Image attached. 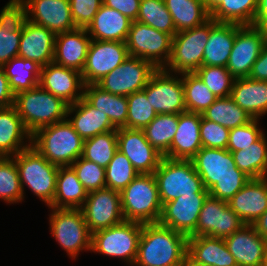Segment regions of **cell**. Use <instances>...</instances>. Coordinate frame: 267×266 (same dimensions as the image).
<instances>
[{"instance_id":"5b68a950","label":"cell","mask_w":267,"mask_h":266,"mask_svg":"<svg viewBox=\"0 0 267 266\" xmlns=\"http://www.w3.org/2000/svg\"><path fill=\"white\" fill-rule=\"evenodd\" d=\"M121 209L126 221L158 223L162 203L154 174H138L121 192Z\"/></svg>"},{"instance_id":"680465c9","label":"cell","mask_w":267,"mask_h":266,"mask_svg":"<svg viewBox=\"0 0 267 266\" xmlns=\"http://www.w3.org/2000/svg\"><path fill=\"white\" fill-rule=\"evenodd\" d=\"M257 233L267 240V210L253 224Z\"/></svg>"},{"instance_id":"f35d334b","label":"cell","mask_w":267,"mask_h":266,"mask_svg":"<svg viewBox=\"0 0 267 266\" xmlns=\"http://www.w3.org/2000/svg\"><path fill=\"white\" fill-rule=\"evenodd\" d=\"M179 114H157L142 130L148 142L164 157L168 158L174 135L177 132Z\"/></svg>"},{"instance_id":"d6986e66","label":"cell","mask_w":267,"mask_h":266,"mask_svg":"<svg viewBox=\"0 0 267 266\" xmlns=\"http://www.w3.org/2000/svg\"><path fill=\"white\" fill-rule=\"evenodd\" d=\"M117 144L140 174H153L164 157L148 142L142 129L117 128Z\"/></svg>"},{"instance_id":"ba28073f","label":"cell","mask_w":267,"mask_h":266,"mask_svg":"<svg viewBox=\"0 0 267 266\" xmlns=\"http://www.w3.org/2000/svg\"><path fill=\"white\" fill-rule=\"evenodd\" d=\"M49 208L51 234L68 256L75 259L80 251H91L92 234L81 209Z\"/></svg>"},{"instance_id":"5bb4252c","label":"cell","mask_w":267,"mask_h":266,"mask_svg":"<svg viewBox=\"0 0 267 266\" xmlns=\"http://www.w3.org/2000/svg\"><path fill=\"white\" fill-rule=\"evenodd\" d=\"M266 40L267 34L261 29L235 24L234 44L226 66L235 79L249 77Z\"/></svg>"},{"instance_id":"74e56055","label":"cell","mask_w":267,"mask_h":266,"mask_svg":"<svg viewBox=\"0 0 267 266\" xmlns=\"http://www.w3.org/2000/svg\"><path fill=\"white\" fill-rule=\"evenodd\" d=\"M176 32L192 29L210 18L202 0H164Z\"/></svg>"},{"instance_id":"4dcf8cb0","label":"cell","mask_w":267,"mask_h":266,"mask_svg":"<svg viewBox=\"0 0 267 266\" xmlns=\"http://www.w3.org/2000/svg\"><path fill=\"white\" fill-rule=\"evenodd\" d=\"M31 136L14 105L0 108V157H12L31 146Z\"/></svg>"},{"instance_id":"6f0895ef","label":"cell","mask_w":267,"mask_h":266,"mask_svg":"<svg viewBox=\"0 0 267 266\" xmlns=\"http://www.w3.org/2000/svg\"><path fill=\"white\" fill-rule=\"evenodd\" d=\"M253 26L267 34V0H258Z\"/></svg>"},{"instance_id":"91938a15","label":"cell","mask_w":267,"mask_h":266,"mask_svg":"<svg viewBox=\"0 0 267 266\" xmlns=\"http://www.w3.org/2000/svg\"><path fill=\"white\" fill-rule=\"evenodd\" d=\"M207 11L211 13L223 0H202Z\"/></svg>"},{"instance_id":"ffe728a7","label":"cell","mask_w":267,"mask_h":266,"mask_svg":"<svg viewBox=\"0 0 267 266\" xmlns=\"http://www.w3.org/2000/svg\"><path fill=\"white\" fill-rule=\"evenodd\" d=\"M39 86L71 105L83 98L85 84L79 71L52 62L41 68Z\"/></svg>"},{"instance_id":"9a60e30c","label":"cell","mask_w":267,"mask_h":266,"mask_svg":"<svg viewBox=\"0 0 267 266\" xmlns=\"http://www.w3.org/2000/svg\"><path fill=\"white\" fill-rule=\"evenodd\" d=\"M80 209L91 234L125 220L120 192L107 187L89 192Z\"/></svg>"},{"instance_id":"2e32d148","label":"cell","mask_w":267,"mask_h":266,"mask_svg":"<svg viewBox=\"0 0 267 266\" xmlns=\"http://www.w3.org/2000/svg\"><path fill=\"white\" fill-rule=\"evenodd\" d=\"M244 225L228 202L208 195L200 211L196 231L189 237L210 236L225 239Z\"/></svg>"},{"instance_id":"9c48e42d","label":"cell","mask_w":267,"mask_h":266,"mask_svg":"<svg viewBox=\"0 0 267 266\" xmlns=\"http://www.w3.org/2000/svg\"><path fill=\"white\" fill-rule=\"evenodd\" d=\"M210 34V18L192 29L177 32L172 40V53L166 71L193 73L203 66V53Z\"/></svg>"},{"instance_id":"ee69618b","label":"cell","mask_w":267,"mask_h":266,"mask_svg":"<svg viewBox=\"0 0 267 266\" xmlns=\"http://www.w3.org/2000/svg\"><path fill=\"white\" fill-rule=\"evenodd\" d=\"M136 21L170 34L172 37L177 33L164 0H141Z\"/></svg>"},{"instance_id":"b9f144b4","label":"cell","mask_w":267,"mask_h":266,"mask_svg":"<svg viewBox=\"0 0 267 266\" xmlns=\"http://www.w3.org/2000/svg\"><path fill=\"white\" fill-rule=\"evenodd\" d=\"M258 0H223L211 13L217 22L253 25Z\"/></svg>"},{"instance_id":"d6a6232c","label":"cell","mask_w":267,"mask_h":266,"mask_svg":"<svg viewBox=\"0 0 267 266\" xmlns=\"http://www.w3.org/2000/svg\"><path fill=\"white\" fill-rule=\"evenodd\" d=\"M230 97L254 119L267 113V81L237 78L233 82Z\"/></svg>"},{"instance_id":"7402d4cb","label":"cell","mask_w":267,"mask_h":266,"mask_svg":"<svg viewBox=\"0 0 267 266\" xmlns=\"http://www.w3.org/2000/svg\"><path fill=\"white\" fill-rule=\"evenodd\" d=\"M22 1L26 5L27 20L49 29L55 35L76 29L69 0Z\"/></svg>"},{"instance_id":"bcb514c9","label":"cell","mask_w":267,"mask_h":266,"mask_svg":"<svg viewBox=\"0 0 267 266\" xmlns=\"http://www.w3.org/2000/svg\"><path fill=\"white\" fill-rule=\"evenodd\" d=\"M106 187L121 192L139 174L130 160L119 150L105 168Z\"/></svg>"},{"instance_id":"4316f807","label":"cell","mask_w":267,"mask_h":266,"mask_svg":"<svg viewBox=\"0 0 267 266\" xmlns=\"http://www.w3.org/2000/svg\"><path fill=\"white\" fill-rule=\"evenodd\" d=\"M201 114L183 112L179 114L177 132L174 135L168 158L191 160L202 148L200 136Z\"/></svg>"},{"instance_id":"cb8c5ba5","label":"cell","mask_w":267,"mask_h":266,"mask_svg":"<svg viewBox=\"0 0 267 266\" xmlns=\"http://www.w3.org/2000/svg\"><path fill=\"white\" fill-rule=\"evenodd\" d=\"M56 35L49 29L26 20L19 44L18 56L46 66L53 62Z\"/></svg>"},{"instance_id":"603a6c76","label":"cell","mask_w":267,"mask_h":266,"mask_svg":"<svg viewBox=\"0 0 267 266\" xmlns=\"http://www.w3.org/2000/svg\"><path fill=\"white\" fill-rule=\"evenodd\" d=\"M224 241L238 266H262L267 240L257 233L253 225L245 224Z\"/></svg>"},{"instance_id":"277c9868","label":"cell","mask_w":267,"mask_h":266,"mask_svg":"<svg viewBox=\"0 0 267 266\" xmlns=\"http://www.w3.org/2000/svg\"><path fill=\"white\" fill-rule=\"evenodd\" d=\"M14 106L31 135L67 118L68 104L40 86L17 93Z\"/></svg>"},{"instance_id":"f907efd6","label":"cell","mask_w":267,"mask_h":266,"mask_svg":"<svg viewBox=\"0 0 267 266\" xmlns=\"http://www.w3.org/2000/svg\"><path fill=\"white\" fill-rule=\"evenodd\" d=\"M258 122L259 119L253 118L249 123L230 129L227 150L230 152L244 150L256 142L264 134Z\"/></svg>"},{"instance_id":"816d5d0a","label":"cell","mask_w":267,"mask_h":266,"mask_svg":"<svg viewBox=\"0 0 267 266\" xmlns=\"http://www.w3.org/2000/svg\"><path fill=\"white\" fill-rule=\"evenodd\" d=\"M230 130L205 119L201 114L200 136L202 147L227 149Z\"/></svg>"},{"instance_id":"4fadbf2b","label":"cell","mask_w":267,"mask_h":266,"mask_svg":"<svg viewBox=\"0 0 267 266\" xmlns=\"http://www.w3.org/2000/svg\"><path fill=\"white\" fill-rule=\"evenodd\" d=\"M172 74L164 68L157 69L143 89L157 114L186 112L182 74L180 78Z\"/></svg>"},{"instance_id":"52a82bcc","label":"cell","mask_w":267,"mask_h":266,"mask_svg":"<svg viewBox=\"0 0 267 266\" xmlns=\"http://www.w3.org/2000/svg\"><path fill=\"white\" fill-rule=\"evenodd\" d=\"M12 157L15 159L18 169L23 195L26 185L49 207L56 192V177L59 166L50 163L32 146Z\"/></svg>"},{"instance_id":"3957f363","label":"cell","mask_w":267,"mask_h":266,"mask_svg":"<svg viewBox=\"0 0 267 266\" xmlns=\"http://www.w3.org/2000/svg\"><path fill=\"white\" fill-rule=\"evenodd\" d=\"M84 140L66 118L37 130L31 136V146L50 163L70 166L82 155Z\"/></svg>"},{"instance_id":"6125c7cd","label":"cell","mask_w":267,"mask_h":266,"mask_svg":"<svg viewBox=\"0 0 267 266\" xmlns=\"http://www.w3.org/2000/svg\"><path fill=\"white\" fill-rule=\"evenodd\" d=\"M262 266H267V251H266L265 257L263 259Z\"/></svg>"},{"instance_id":"8d00e7d4","label":"cell","mask_w":267,"mask_h":266,"mask_svg":"<svg viewBox=\"0 0 267 266\" xmlns=\"http://www.w3.org/2000/svg\"><path fill=\"white\" fill-rule=\"evenodd\" d=\"M267 136L265 133L244 150L231 152L236 167L251 179L267 177Z\"/></svg>"},{"instance_id":"30bf717a","label":"cell","mask_w":267,"mask_h":266,"mask_svg":"<svg viewBox=\"0 0 267 266\" xmlns=\"http://www.w3.org/2000/svg\"><path fill=\"white\" fill-rule=\"evenodd\" d=\"M142 227L141 223L124 220L119 224L94 232L91 251L121 258L126 264L132 266L137 256Z\"/></svg>"},{"instance_id":"d4e9b609","label":"cell","mask_w":267,"mask_h":266,"mask_svg":"<svg viewBox=\"0 0 267 266\" xmlns=\"http://www.w3.org/2000/svg\"><path fill=\"white\" fill-rule=\"evenodd\" d=\"M228 205L245 224L253 225L267 210V177L250 179L228 201Z\"/></svg>"},{"instance_id":"e0dca14e","label":"cell","mask_w":267,"mask_h":266,"mask_svg":"<svg viewBox=\"0 0 267 266\" xmlns=\"http://www.w3.org/2000/svg\"><path fill=\"white\" fill-rule=\"evenodd\" d=\"M128 56L126 42L91 40L81 72L84 84H96Z\"/></svg>"},{"instance_id":"db71d44e","label":"cell","mask_w":267,"mask_h":266,"mask_svg":"<svg viewBox=\"0 0 267 266\" xmlns=\"http://www.w3.org/2000/svg\"><path fill=\"white\" fill-rule=\"evenodd\" d=\"M141 0H103V4L136 21Z\"/></svg>"},{"instance_id":"8fae6325","label":"cell","mask_w":267,"mask_h":266,"mask_svg":"<svg viewBox=\"0 0 267 266\" xmlns=\"http://www.w3.org/2000/svg\"><path fill=\"white\" fill-rule=\"evenodd\" d=\"M173 37L147 24L132 21L126 40L129 56L149 61L157 69L165 68L172 53Z\"/></svg>"},{"instance_id":"94428289","label":"cell","mask_w":267,"mask_h":266,"mask_svg":"<svg viewBox=\"0 0 267 266\" xmlns=\"http://www.w3.org/2000/svg\"><path fill=\"white\" fill-rule=\"evenodd\" d=\"M183 266H203V265L194 264L188 258H186L185 264Z\"/></svg>"},{"instance_id":"9f6ffc18","label":"cell","mask_w":267,"mask_h":266,"mask_svg":"<svg viewBox=\"0 0 267 266\" xmlns=\"http://www.w3.org/2000/svg\"><path fill=\"white\" fill-rule=\"evenodd\" d=\"M15 95L9 87V81L2 66H0V108L14 105Z\"/></svg>"},{"instance_id":"ab89813d","label":"cell","mask_w":267,"mask_h":266,"mask_svg":"<svg viewBox=\"0 0 267 266\" xmlns=\"http://www.w3.org/2000/svg\"><path fill=\"white\" fill-rule=\"evenodd\" d=\"M202 116L229 130L249 123L253 119L245 110L240 108L230 96L217 98Z\"/></svg>"},{"instance_id":"44dd1931","label":"cell","mask_w":267,"mask_h":266,"mask_svg":"<svg viewBox=\"0 0 267 266\" xmlns=\"http://www.w3.org/2000/svg\"><path fill=\"white\" fill-rule=\"evenodd\" d=\"M26 20L27 10L22 0H10L0 11V66L18 56Z\"/></svg>"},{"instance_id":"d590c367","label":"cell","mask_w":267,"mask_h":266,"mask_svg":"<svg viewBox=\"0 0 267 266\" xmlns=\"http://www.w3.org/2000/svg\"><path fill=\"white\" fill-rule=\"evenodd\" d=\"M2 68L14 95L39 86L42 66L35 61L17 56L4 64Z\"/></svg>"},{"instance_id":"681fc988","label":"cell","mask_w":267,"mask_h":266,"mask_svg":"<svg viewBox=\"0 0 267 266\" xmlns=\"http://www.w3.org/2000/svg\"><path fill=\"white\" fill-rule=\"evenodd\" d=\"M70 166L88 193L106 187L104 167L82 157H79Z\"/></svg>"},{"instance_id":"11a10c76","label":"cell","mask_w":267,"mask_h":266,"mask_svg":"<svg viewBox=\"0 0 267 266\" xmlns=\"http://www.w3.org/2000/svg\"><path fill=\"white\" fill-rule=\"evenodd\" d=\"M249 78L257 81H267V40L259 57L253 64Z\"/></svg>"},{"instance_id":"f6af8a7d","label":"cell","mask_w":267,"mask_h":266,"mask_svg":"<svg viewBox=\"0 0 267 266\" xmlns=\"http://www.w3.org/2000/svg\"><path fill=\"white\" fill-rule=\"evenodd\" d=\"M24 196L15 159L0 157V199L14 204L22 202Z\"/></svg>"},{"instance_id":"1f68e13d","label":"cell","mask_w":267,"mask_h":266,"mask_svg":"<svg viewBox=\"0 0 267 266\" xmlns=\"http://www.w3.org/2000/svg\"><path fill=\"white\" fill-rule=\"evenodd\" d=\"M235 39V23L210 17V34L203 53V66L226 67Z\"/></svg>"},{"instance_id":"8992f818","label":"cell","mask_w":267,"mask_h":266,"mask_svg":"<svg viewBox=\"0 0 267 266\" xmlns=\"http://www.w3.org/2000/svg\"><path fill=\"white\" fill-rule=\"evenodd\" d=\"M153 174L162 205L182 195L208 193L192 160L163 157Z\"/></svg>"},{"instance_id":"7a4b0ae2","label":"cell","mask_w":267,"mask_h":266,"mask_svg":"<svg viewBox=\"0 0 267 266\" xmlns=\"http://www.w3.org/2000/svg\"><path fill=\"white\" fill-rule=\"evenodd\" d=\"M188 237L159 223L143 224L133 266H183Z\"/></svg>"},{"instance_id":"f1b7e54d","label":"cell","mask_w":267,"mask_h":266,"mask_svg":"<svg viewBox=\"0 0 267 266\" xmlns=\"http://www.w3.org/2000/svg\"><path fill=\"white\" fill-rule=\"evenodd\" d=\"M132 20L102 3L86 28L91 40L126 42Z\"/></svg>"},{"instance_id":"f5cc1de1","label":"cell","mask_w":267,"mask_h":266,"mask_svg":"<svg viewBox=\"0 0 267 266\" xmlns=\"http://www.w3.org/2000/svg\"><path fill=\"white\" fill-rule=\"evenodd\" d=\"M72 20L76 28H87L103 0H69Z\"/></svg>"},{"instance_id":"6da1fadb","label":"cell","mask_w":267,"mask_h":266,"mask_svg":"<svg viewBox=\"0 0 267 266\" xmlns=\"http://www.w3.org/2000/svg\"><path fill=\"white\" fill-rule=\"evenodd\" d=\"M209 195L228 202L249 181L227 149L202 147L191 159Z\"/></svg>"},{"instance_id":"c3c4849f","label":"cell","mask_w":267,"mask_h":266,"mask_svg":"<svg viewBox=\"0 0 267 266\" xmlns=\"http://www.w3.org/2000/svg\"><path fill=\"white\" fill-rule=\"evenodd\" d=\"M195 73L217 98L230 96L235 78L226 67L202 66Z\"/></svg>"},{"instance_id":"7c38bea8","label":"cell","mask_w":267,"mask_h":266,"mask_svg":"<svg viewBox=\"0 0 267 266\" xmlns=\"http://www.w3.org/2000/svg\"><path fill=\"white\" fill-rule=\"evenodd\" d=\"M157 68L149 61L128 56L113 71L96 83L102 90L114 95L128 96L143 90Z\"/></svg>"},{"instance_id":"7dc6e473","label":"cell","mask_w":267,"mask_h":266,"mask_svg":"<svg viewBox=\"0 0 267 266\" xmlns=\"http://www.w3.org/2000/svg\"><path fill=\"white\" fill-rule=\"evenodd\" d=\"M126 98L128 113L125 128L143 129L157 116L143 90L134 92Z\"/></svg>"},{"instance_id":"60d3db41","label":"cell","mask_w":267,"mask_h":266,"mask_svg":"<svg viewBox=\"0 0 267 266\" xmlns=\"http://www.w3.org/2000/svg\"><path fill=\"white\" fill-rule=\"evenodd\" d=\"M182 83L187 112L203 114L217 99L195 72L183 73Z\"/></svg>"},{"instance_id":"484cf974","label":"cell","mask_w":267,"mask_h":266,"mask_svg":"<svg viewBox=\"0 0 267 266\" xmlns=\"http://www.w3.org/2000/svg\"><path fill=\"white\" fill-rule=\"evenodd\" d=\"M90 42L91 38L85 28H76L56 35L53 62L81 73Z\"/></svg>"},{"instance_id":"ac0fdd59","label":"cell","mask_w":267,"mask_h":266,"mask_svg":"<svg viewBox=\"0 0 267 266\" xmlns=\"http://www.w3.org/2000/svg\"><path fill=\"white\" fill-rule=\"evenodd\" d=\"M208 195L209 193L187 194L163 204L158 223L187 237L192 236Z\"/></svg>"},{"instance_id":"83f0119b","label":"cell","mask_w":267,"mask_h":266,"mask_svg":"<svg viewBox=\"0 0 267 266\" xmlns=\"http://www.w3.org/2000/svg\"><path fill=\"white\" fill-rule=\"evenodd\" d=\"M187 258L203 266H238L224 239L210 236L188 237Z\"/></svg>"},{"instance_id":"7bdbcfd3","label":"cell","mask_w":267,"mask_h":266,"mask_svg":"<svg viewBox=\"0 0 267 266\" xmlns=\"http://www.w3.org/2000/svg\"><path fill=\"white\" fill-rule=\"evenodd\" d=\"M117 151V130H113L84 140L81 157L106 168Z\"/></svg>"},{"instance_id":"836d02e7","label":"cell","mask_w":267,"mask_h":266,"mask_svg":"<svg viewBox=\"0 0 267 266\" xmlns=\"http://www.w3.org/2000/svg\"><path fill=\"white\" fill-rule=\"evenodd\" d=\"M83 98L94 108L105 113L116 128L126 125L128 101L126 96L114 95L96 84L84 86Z\"/></svg>"},{"instance_id":"e575fe53","label":"cell","mask_w":267,"mask_h":266,"mask_svg":"<svg viewBox=\"0 0 267 266\" xmlns=\"http://www.w3.org/2000/svg\"><path fill=\"white\" fill-rule=\"evenodd\" d=\"M88 192L77 178L71 166H59L56 177V192L49 207L80 209Z\"/></svg>"},{"instance_id":"f546056e","label":"cell","mask_w":267,"mask_h":266,"mask_svg":"<svg viewBox=\"0 0 267 266\" xmlns=\"http://www.w3.org/2000/svg\"><path fill=\"white\" fill-rule=\"evenodd\" d=\"M74 117H69L71 114ZM72 124L74 130L83 140L92 138L98 134L117 130L111 123L109 117L91 106L84 98H81L75 104L68 105L67 118Z\"/></svg>"}]
</instances>
